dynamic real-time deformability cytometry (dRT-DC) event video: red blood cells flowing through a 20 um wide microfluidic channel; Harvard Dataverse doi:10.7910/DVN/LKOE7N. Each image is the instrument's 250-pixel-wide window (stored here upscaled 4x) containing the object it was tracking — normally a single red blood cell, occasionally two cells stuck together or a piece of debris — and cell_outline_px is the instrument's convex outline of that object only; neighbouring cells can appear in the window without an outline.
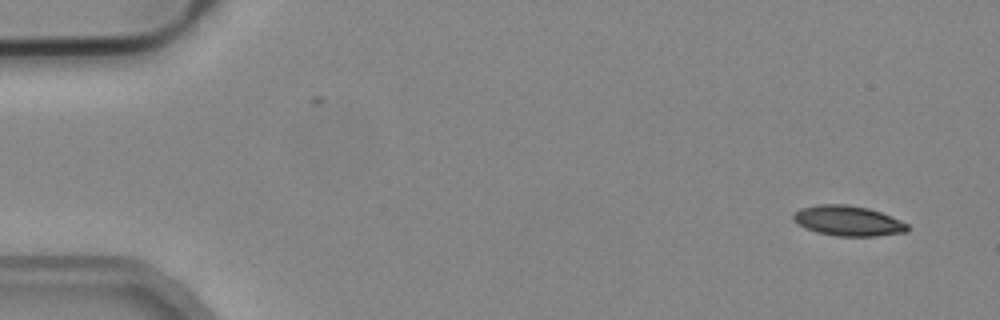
{"species": "common noctule bat (a hibernating species)", "species_latin": "Nyctalus noctula", "temperature_condition": "cold", "stored_images_in_passage": 4, "camera_frame_rate_fps": 3000, "um_per_image_px": 0.085, "animal": {"sex": "male", "body_mass_g": 19.2, "forearm_length_mm": 51.8}, "frame": {"image": 1, "passage_image": 1, "time_ms": 0.0, "image_size_px": [1000, 320], "cell_outline_px": [[908, 232], [876, 236], [836, 236], [816, 232], [804, 228], [792, 216], [800, 208], [816, 204], [848, 204], [868, 208], [880, 212], [900, 220], [908, 224]], "centroid_in_image_um": [72.09, 18.77], "position_along_channel_um": 12.9, "area_um2": 20.06}}
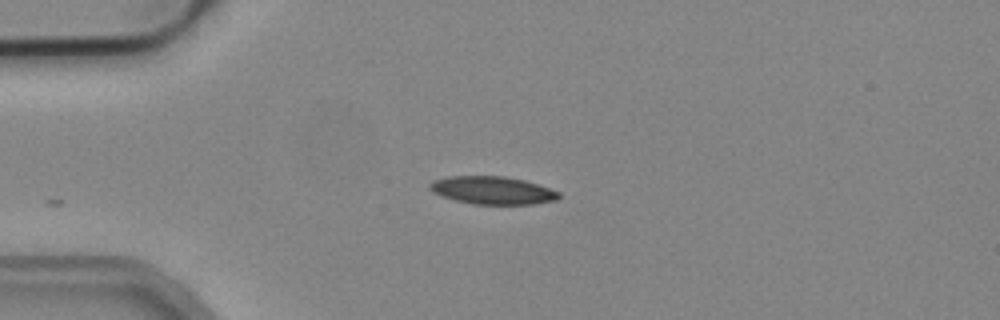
{"frame": {"image": 2, "passage_image": 4, "time_ms": 1.0, "image_size_px": [1000, 320], "cell_outline_px": [[560, 196], [556, 200], [532, 204], [472, 204], [456, 200], [432, 192], [428, 188], [428, 184], [432, 180], [448, 176], [504, 176], [524, 180], [560, 192]], "centroid_in_image_um": [41.82, 16.17], "position_along_channel_um": 43.2, "area_um2": 20.87}}